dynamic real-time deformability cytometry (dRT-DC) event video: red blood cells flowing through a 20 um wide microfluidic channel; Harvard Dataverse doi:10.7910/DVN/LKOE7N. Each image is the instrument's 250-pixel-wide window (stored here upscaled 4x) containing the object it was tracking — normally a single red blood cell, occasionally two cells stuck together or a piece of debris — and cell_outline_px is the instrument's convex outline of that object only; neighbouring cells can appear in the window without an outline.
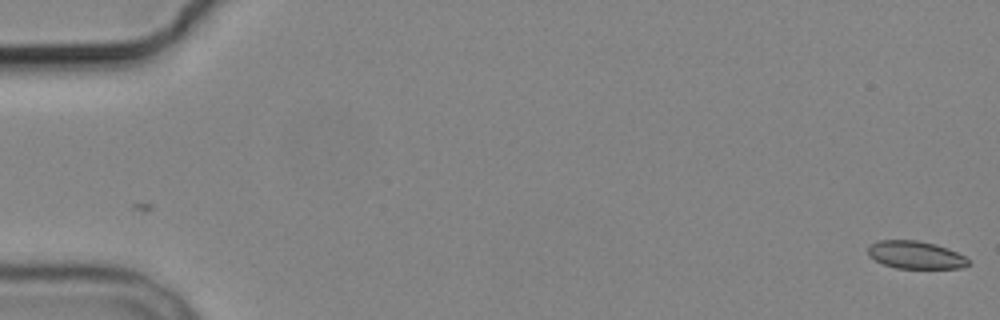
{"species": "common noctule bat (a hibernating species)", "species_latin": "Nyctalus noctula", "temperature_condition": "cold", "stored_images_in_passage": 2, "camera_frame_rate_fps": 3000, "um_per_image_px": 0.085, "animal": {"sex": "male", "body_mass_g": 19.2, "forearm_length_mm": 51.8}, "frame": {"image": 1, "passage_image": 2, "time_ms": 1.0, "image_size_px": [1000, 320], "cell_outline_px": [[972, 264], [964, 268], [896, 268], [884, 264], [868, 256], [868, 248], [872, 244], [880, 240], [916, 240], [936, 244], [948, 248], [964, 256]], "centroid_in_image_um": [77.85, 21.67], "position_along_channel_um": 7.1, "area_um2": 16.18}}